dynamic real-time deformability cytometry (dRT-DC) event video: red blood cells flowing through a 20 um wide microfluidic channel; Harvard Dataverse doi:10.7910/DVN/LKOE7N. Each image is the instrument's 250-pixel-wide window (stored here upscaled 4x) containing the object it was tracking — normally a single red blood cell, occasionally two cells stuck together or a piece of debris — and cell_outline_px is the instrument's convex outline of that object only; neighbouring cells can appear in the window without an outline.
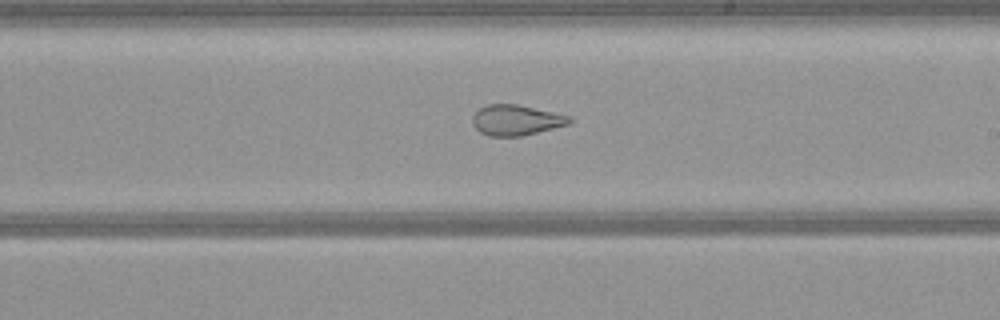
{"species": "common noctule bat (a hibernating species)", "species_latin": "Nyctalus noctula", "temperature_condition": "warm", "stored_images_in_passage": 52, "camera_frame_rate_fps": 3000, "um_per_image_px": 0.085, "animal": {"sex": "female", "body_mass_g": 21.9}, "frame": {"image": 1, "passage_image": 30, "time_ms": 9.667, "image_size_px": [1000, 320], "cell_outline_px": [[572, 120], [568, 124], [520, 136], [488, 136], [480, 132], [472, 124], [472, 116], [480, 108], [488, 104], [516, 104], [572, 116]], "centroid_in_image_um": [43.84, 10.2], "position_along_channel_um": 245.2, "area_um2": 17.05}}